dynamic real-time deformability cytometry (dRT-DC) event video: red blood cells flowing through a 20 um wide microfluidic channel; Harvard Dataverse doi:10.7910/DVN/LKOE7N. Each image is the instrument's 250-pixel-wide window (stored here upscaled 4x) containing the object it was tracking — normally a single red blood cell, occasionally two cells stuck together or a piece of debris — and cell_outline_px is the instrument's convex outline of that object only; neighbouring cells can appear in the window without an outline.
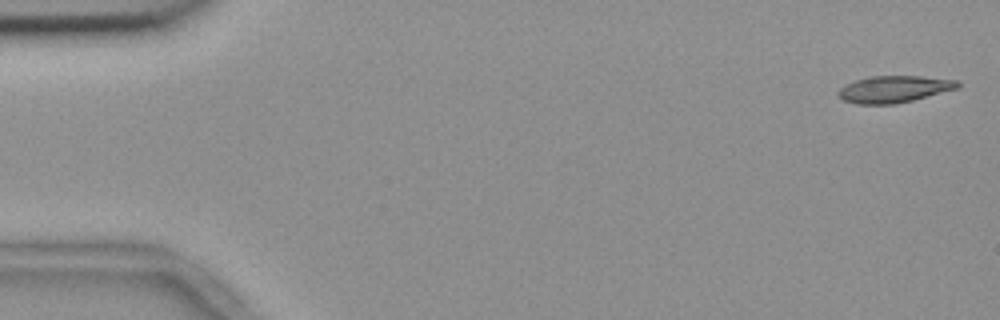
{"species": "common noctule bat (a hibernating species)", "species_latin": "Nyctalus noctula", "temperature_condition": "room temperature", "stored_images_in_passage": 55, "camera_frame_rate_fps": 3000, "um_per_image_px": 0.085, "animal": {"sex": "female", "body_mass_g": 18.4}, "frame": {"image": 1, "passage_image": 2, "time_ms": 0.333, "image_size_px": [1000, 320], "cell_outline_px": [[960, 88], [896, 104], [856, 104], [844, 100], [836, 92], [840, 88], [856, 80], [868, 76], [920, 76], [956, 80], [960, 84]], "centroid_in_image_um": [76.01, 7.58], "position_along_channel_um": 9.0, "area_um2": 18.55}}
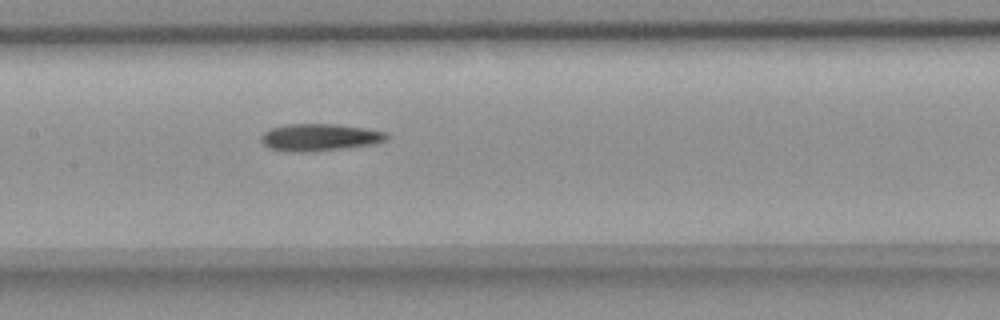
{"frame": {"image": 2, "passage_image": 27, "time_ms": 8.667, "image_size_px": [1000, 320], "cell_outline_px": [[388, 140], [376, 144], [312, 152], [288, 152], [268, 148], [260, 140], [260, 136], [264, 132], [272, 128], [288, 124], [332, 124], [364, 128], [388, 132]], "centroid_in_image_um": [27.18, 11.69], "position_along_channel_um": 180.2, "area_um2": 20.06}}
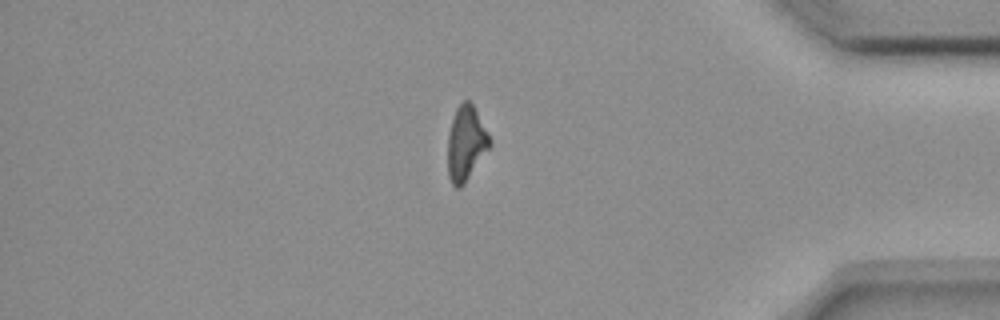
{"frame": {"image": 3, "passage_image": 47, "time_ms": 15.333, "image_size_px": [1000, 320], "cell_outline_px": [[492, 148], [464, 184], [460, 188], [456, 188], [452, 184], [448, 176], [448, 136], [452, 120], [456, 108], [464, 100], [468, 100], [472, 104], [488, 132], [492, 140]], "centroid_in_image_um": [39.64, 12.23], "position_along_channel_um": 395.6, "area_um2": 18.55}}